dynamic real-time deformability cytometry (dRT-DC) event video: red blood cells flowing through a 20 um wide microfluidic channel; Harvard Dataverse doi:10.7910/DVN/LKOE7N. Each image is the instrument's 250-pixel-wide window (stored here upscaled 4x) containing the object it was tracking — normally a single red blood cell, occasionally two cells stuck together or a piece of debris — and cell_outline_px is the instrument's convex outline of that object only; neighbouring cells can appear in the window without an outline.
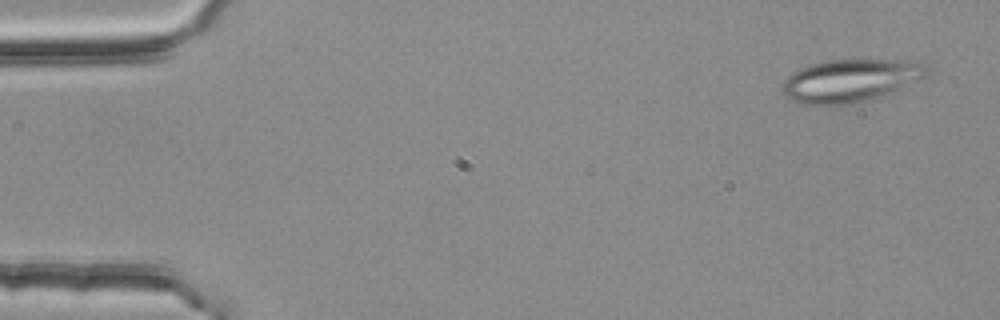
{"species": "common noctule bat (a hibernating species)", "species_latin": "Nyctalus noctula", "temperature_condition": "room temperature", "stored_images_in_passage": 3, "camera_frame_rate_fps": 3000, "um_per_image_px": 0.085, "animal": {"sex": "female", "body_mass_g": 25.1}, "frame": {"image": 1, "passage_image": 1, "time_ms": 0.0, "image_size_px": [1000, 320], "cell_outline_px": [[928, 76], [896, 92], [872, 100], [848, 104], [804, 104], [792, 100], [784, 92], [784, 80], [792, 72], [800, 68], [812, 64], [828, 60], [920, 60], [928, 68]], "centroid_in_image_um": [72.4, 6.84], "position_along_channel_um": 12.6, "area_um2": 36.3}}